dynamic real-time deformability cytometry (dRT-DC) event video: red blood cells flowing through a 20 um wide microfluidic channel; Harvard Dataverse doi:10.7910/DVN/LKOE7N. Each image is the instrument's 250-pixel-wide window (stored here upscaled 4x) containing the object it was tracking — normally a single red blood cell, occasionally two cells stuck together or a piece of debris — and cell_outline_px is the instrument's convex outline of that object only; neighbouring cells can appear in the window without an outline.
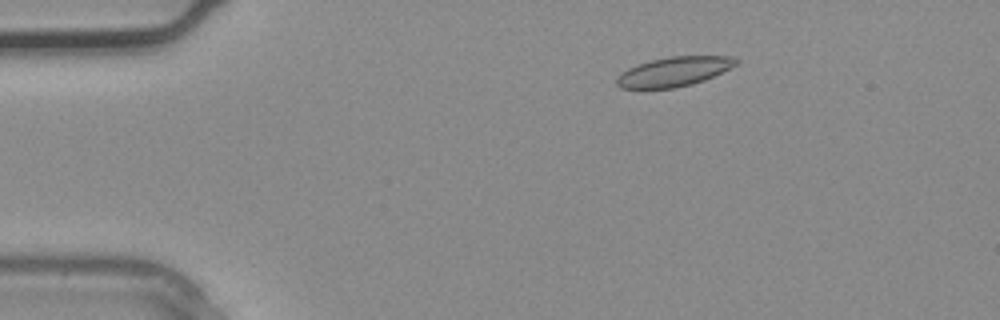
{"species": "common noctule bat (a hibernating species)", "species_latin": "Nyctalus noctula", "temperature_condition": "warm", "stored_images_in_passage": 2, "camera_frame_rate_fps": 3000, "um_per_image_px": 0.085, "animal": {"sex": "male", "body_mass_g": 20.4}, "frame": {"image": 1, "passage_image": 2, "time_ms": 0.333, "image_size_px": [1000, 320], "cell_outline_px": [[740, 60], [736, 64], [704, 80], [692, 84], [672, 88], [620, 88], [616, 84], [616, 76], [628, 68], [652, 60], [668, 56], [732, 56]], "centroid_in_image_um": [57.26, 6.08], "position_along_channel_um": 27.7, "area_um2": 20.23}}